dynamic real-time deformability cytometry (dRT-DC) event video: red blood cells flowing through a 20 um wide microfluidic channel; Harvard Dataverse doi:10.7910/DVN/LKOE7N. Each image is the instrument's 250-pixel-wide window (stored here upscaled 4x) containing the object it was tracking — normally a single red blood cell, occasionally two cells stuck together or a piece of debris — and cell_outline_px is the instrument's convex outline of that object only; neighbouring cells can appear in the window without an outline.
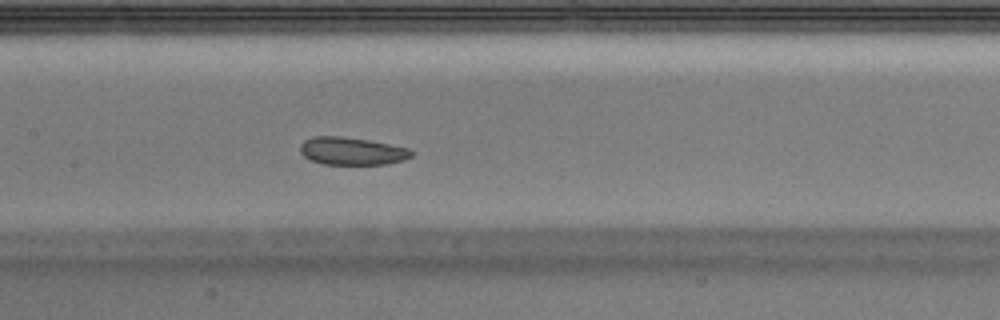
{"species": "Egyptian fruit bat (a non-hibernating species)", "species_latin": "Rousettus aegyptiacus", "temperature_condition": "warm", "stored_images_in_passage": 38, "segment_of_instrument_passage": [1, 2], "camera_frame_rate_fps": 3000, "um_per_image_px": 0.085, "animal": {"sex": "male"}, "frame": {"image": 1, "passage_image": 17, "time_ms": 5.333, "image_size_px": [1000, 320], "cell_outline_px": [[412, 156], [404, 160], [388, 164], [320, 164], [304, 156], [300, 152], [300, 144], [304, 140], [312, 136], [344, 136], [368, 140], [408, 148], [412, 152]], "centroid_in_image_um": [29.88, 12.84], "position_along_channel_um": 177.5, "area_um2": 17.98}}